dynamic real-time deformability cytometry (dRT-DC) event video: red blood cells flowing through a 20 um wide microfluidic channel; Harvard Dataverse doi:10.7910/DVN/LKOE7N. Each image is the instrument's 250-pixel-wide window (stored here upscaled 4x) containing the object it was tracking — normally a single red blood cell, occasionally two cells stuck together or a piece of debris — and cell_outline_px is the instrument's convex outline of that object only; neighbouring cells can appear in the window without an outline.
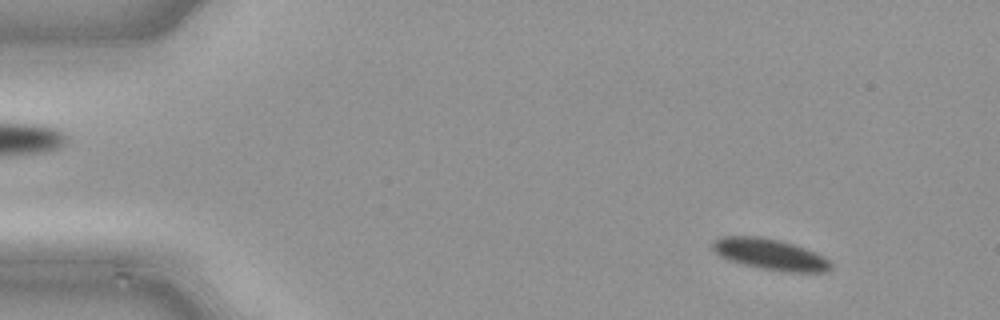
{"species": "common noctule bat (a hibernating species)", "species_latin": "Nyctalus noctula", "temperature_condition": "cold", "stored_images_in_passage": 49, "camera_frame_rate_fps": 3000, "um_per_image_px": 0.085, "animal": {"sex": "male", "body_mass_g": 21.5, "forearm_length_mm": 52.0}, "frame": {"image": 1, "passage_image": 6, "time_ms": 1.667, "image_size_px": [1000, 320], "cell_outline_px": [[832, 264], [824, 272], [788, 272], [764, 268], [744, 264], [720, 256], [712, 248], [712, 240], [724, 236], [760, 236], [780, 240], [804, 248], [824, 256]], "centroid_in_image_um": [65.44, 21.6], "position_along_channel_um": 19.6, "area_um2": 20.98}}
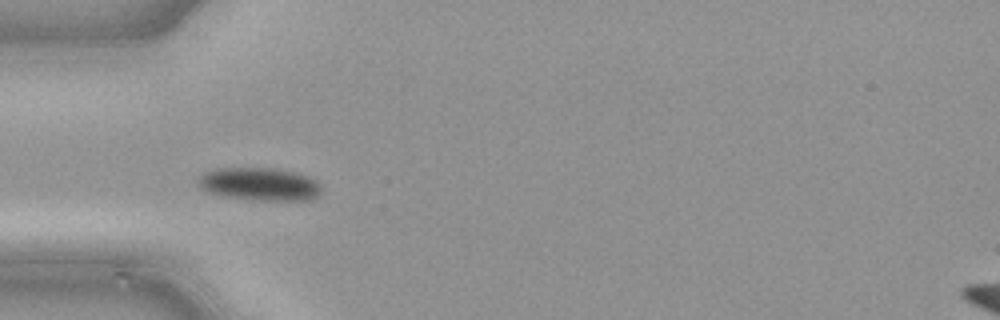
{"frame": {"image": 2, "passage_image": 16, "time_ms": 5.0, "image_size_px": [1000, 320], "cell_outline_px": [[320, 192], [316, 196], [308, 200], [252, 200], [224, 196], [208, 192], [200, 188], [200, 176], [204, 172], [216, 168], [276, 168], [308, 176], [316, 180], [320, 184]], "centroid_in_image_um": [22.06, 15.65], "position_along_channel_um": 62.9, "area_um2": 23.52}}
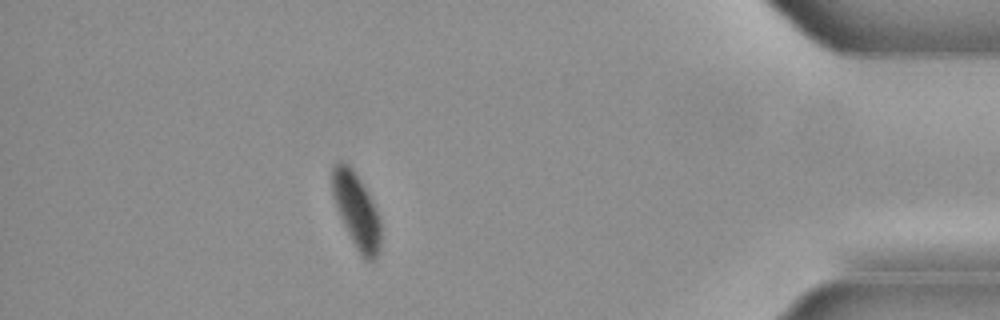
{"frame": {"image": 3, "passage_image": 44, "time_ms": 14.333, "image_size_px": [1000, 320], "cell_outline_px": [[380, 244], [376, 260], [364, 260], [360, 256], [340, 216], [332, 192], [332, 164], [336, 160], [344, 160], [356, 172], [364, 184], [372, 200], [380, 220]], "centroid_in_image_um": [30.29, 17.84], "position_along_channel_um": 404.9, "area_um2": 21.33}}